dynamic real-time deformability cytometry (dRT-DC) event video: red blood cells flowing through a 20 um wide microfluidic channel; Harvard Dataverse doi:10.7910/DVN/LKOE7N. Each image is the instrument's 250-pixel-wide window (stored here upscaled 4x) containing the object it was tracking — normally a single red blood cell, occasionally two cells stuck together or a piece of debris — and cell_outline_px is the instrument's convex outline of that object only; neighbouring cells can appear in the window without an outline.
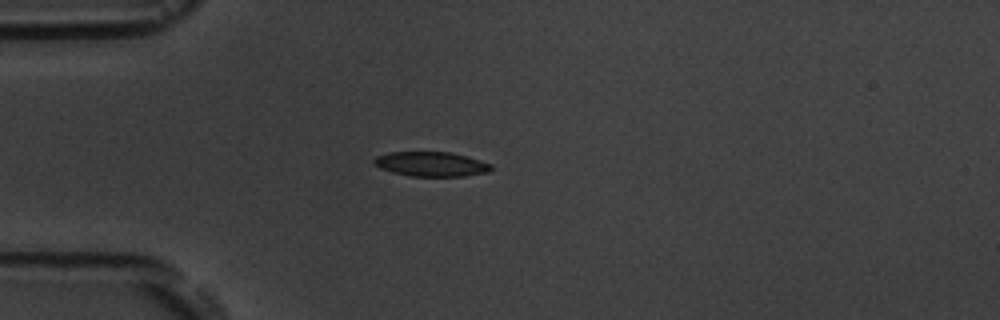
{"species": "common noctule bat (a hibernating species)", "species_latin": "Nyctalus noctula", "temperature_condition": "room temperature", "stored_images_in_passage": 3, "camera_frame_rate_fps": 3000, "um_per_image_px": 0.085, "animal": {"sex": "male", "body_mass_g": 19.5, "forearm_length_mm": 54.6}, "frame": {"image": 1, "passage_image": 3, "time_ms": 2.333, "image_size_px": [1000, 320], "cell_outline_px": [[492, 168], [488, 172], [464, 176], [408, 176], [392, 172], [380, 168], [372, 164], [372, 160], [376, 156], [388, 152], [452, 152], [468, 156], [492, 164]], "centroid_in_image_um": [36.62, 13.94], "position_along_channel_um": 48.4, "area_um2": 16.99}}